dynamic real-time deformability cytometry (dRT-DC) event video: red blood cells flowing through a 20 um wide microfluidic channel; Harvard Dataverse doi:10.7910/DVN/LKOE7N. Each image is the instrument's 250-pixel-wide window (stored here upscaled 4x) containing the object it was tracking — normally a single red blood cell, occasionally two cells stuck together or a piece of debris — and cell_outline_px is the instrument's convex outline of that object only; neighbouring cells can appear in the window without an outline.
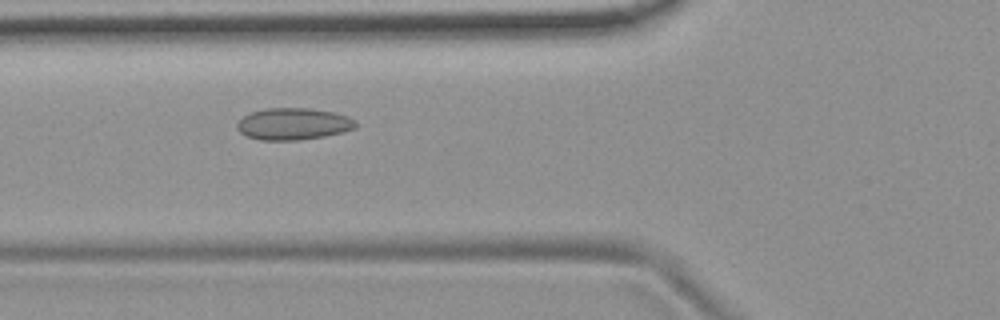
{"species": "common noctule bat (a hibernating species)", "species_latin": "Nyctalus noctula", "temperature_condition": "room temperature", "stored_images_in_passage": 53, "camera_frame_rate_fps": 3000, "um_per_image_px": 0.085, "animal": {"sex": "female", "body_mass_g": 19.9}, "frame": {"image": 1, "passage_image": 19, "time_ms": 6.0, "image_size_px": [1000, 320], "cell_outline_px": [[356, 128], [344, 132], [324, 136], [296, 140], [260, 140], [248, 136], [240, 132], [236, 128], [236, 124], [244, 116], [252, 112], [264, 108], [312, 108], [332, 112], [348, 116], [356, 120]], "centroid_in_image_um": [24.95, 10.53], "position_along_channel_um": 100.9, "area_um2": 22.02}}
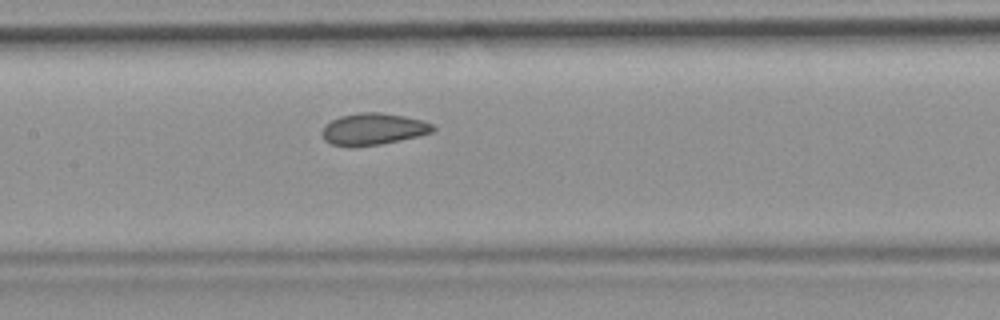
{"frame": {"image": 2, "passage_image": 25, "time_ms": 8.0, "image_size_px": [1000, 320], "cell_outline_px": [[436, 128], [432, 132], [400, 140], [380, 144], [332, 144], [324, 140], [320, 132], [324, 124], [340, 116], [360, 112], [384, 112], [424, 120], [432, 124]], "centroid_in_image_um": [31.73, 10.92], "position_along_channel_um": 175.7, "area_um2": 20.11}}
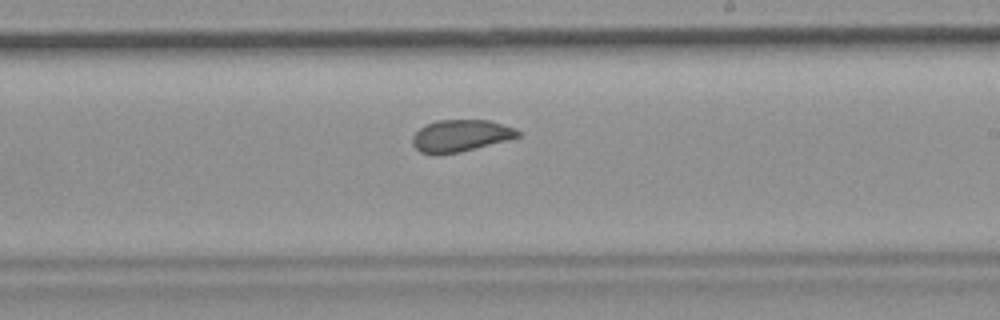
{"frame": {"image": 3, "passage_image": 31, "time_ms": 10.0, "image_size_px": [1000, 320], "cell_outline_px": [[520, 136], [508, 140], [460, 152], [420, 152], [412, 144], [412, 136], [424, 124], [436, 120], [488, 120], [516, 128], [520, 132]], "centroid_in_image_um": [39.17, 11.5], "position_along_channel_um": 249.8, "area_um2": 19.31}, "authors_computed_cell_mechanics": {"area_um2": 20.6924, "velocity_mm_per_s": 3.7446, "shape_relaxation_time_tau1_ms": null, "shape_relaxation_time_tau2_ms": 1.5676, "deformation_change_tau1": null, "deformation_change_tau2": 0.0619}}